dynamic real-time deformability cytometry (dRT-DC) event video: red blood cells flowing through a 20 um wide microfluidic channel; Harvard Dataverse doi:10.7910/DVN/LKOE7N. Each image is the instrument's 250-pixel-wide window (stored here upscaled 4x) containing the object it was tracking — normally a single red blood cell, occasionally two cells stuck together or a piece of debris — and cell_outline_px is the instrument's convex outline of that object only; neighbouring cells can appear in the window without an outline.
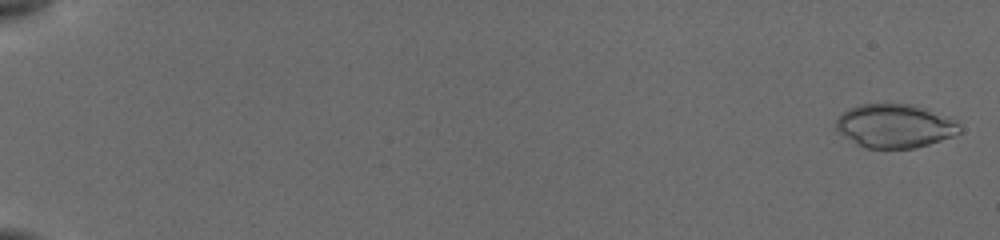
{"species": "common noctule bat (a hibernating species)", "species_latin": "Nyctalus noctula", "temperature_condition": "cold", "stored_images_in_passage": 110, "camera_frame_rate_fps": 3000, "um_per_image_px": 0.085, "animal": {"sex": "female", "body_mass_g": 19.5, "forearm_length_mm": 54.1}, "frame": {"image": 1, "passage_image": 1, "time_ms": 0.0, "image_size_px": [1000, 240], "cell_outline_px": [[960, 132], [952, 136], [928, 144], [912, 148], [864, 148], [856, 144], [836, 132], [836, 120], [848, 108], [860, 104], [912, 104], [924, 108], [956, 120], [960, 124]], "centroid_in_image_um": [76.02, 10.71], "position_along_channel_um": 9.0, "area_um2": 31.39}}
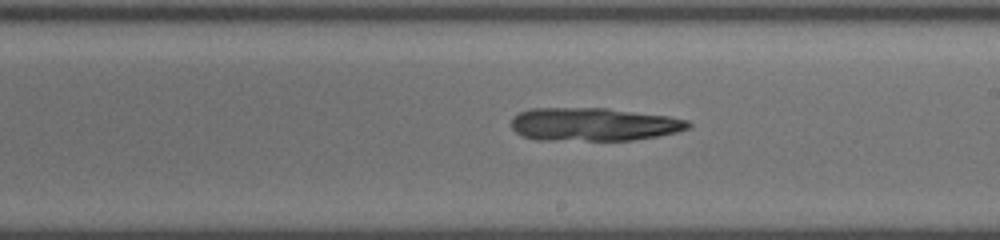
{"frame": {"image": 2, "passage_image": 65, "time_ms": 11.0, "image_size_px": [1000, 240], "cell_outline_px": [[692, 124], [688, 128], [676, 132], [660, 136], [632, 140], [536, 140], [520, 136], [512, 128], [512, 116], [520, 112], [532, 108], [608, 108], [668, 116], [688, 120]], "centroid_in_image_um": [50.44, 10.57], "position_along_channel_um": 238.6, "area_um2": 34.45}}
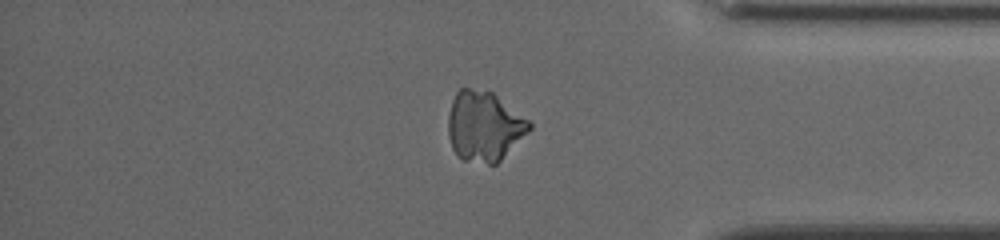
{"frame": {"image": 3, "passage_image": 90, "time_ms": 15.333, "image_size_px": [1000, 240], "cell_outline_px": [[532, 128], [496, 164], [488, 164], [464, 160], [452, 148], [448, 136], [448, 116], [452, 100], [456, 92], [460, 88], [468, 88], [492, 92], [528, 120], [532, 124]], "centroid_in_image_um": [41.13, 10.73], "position_along_channel_um": 394.1, "area_um2": 32.71}}